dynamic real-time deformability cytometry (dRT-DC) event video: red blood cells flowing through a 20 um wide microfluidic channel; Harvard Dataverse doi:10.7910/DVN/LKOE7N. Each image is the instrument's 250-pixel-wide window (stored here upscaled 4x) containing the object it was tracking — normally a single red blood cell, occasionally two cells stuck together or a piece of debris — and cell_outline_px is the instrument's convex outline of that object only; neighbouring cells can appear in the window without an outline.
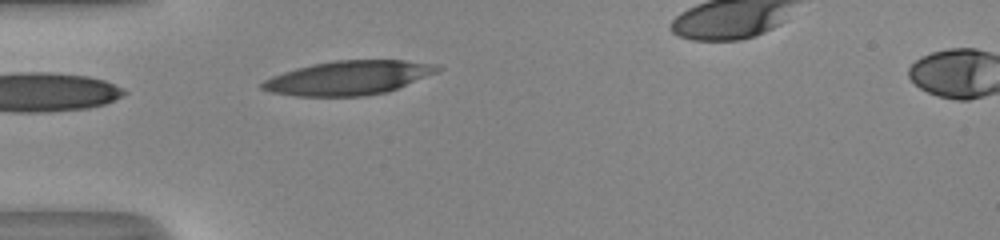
{"species": "human", "species_latin": "Homo sapiens", "temperature_condition": "room temperature", "stored_images_in_passage": 27, "camera_frame_rate_fps": 3000, "um_per_image_px": 0.085, "donor": {"sex": "male"}, "frame": {"image": 1, "passage_image": 1, "time_ms": 0.0, "image_size_px": [1000, 240], "cell_outline_px": [[444, 68], [436, 72], [388, 92], [364, 96], [296, 96], [272, 92], [260, 88], [260, 84], [264, 80], [272, 76], [296, 68], [312, 64], [336, 60], [404, 60], [440, 64]], "centroid_in_image_um": [29.65, 6.61], "position_along_channel_um": 55.4, "area_um2": 34.8}}
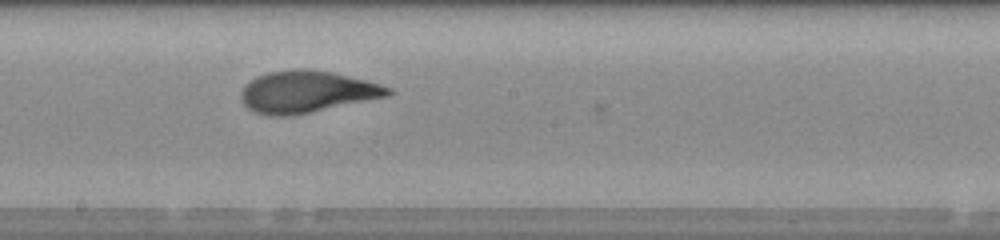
{"frame": {"image": 2, "passage_image": 14, "time_ms": 4.333, "image_size_px": [1000, 240], "cell_outline_px": [[396, 92], [388, 96], [292, 116], [268, 116], [256, 112], [248, 108], [240, 100], [240, 92], [244, 84], [256, 76], [268, 72], [296, 68], [308, 68], [332, 72], [380, 84], [392, 88]], "centroid_in_image_um": [26.05, 7.8], "position_along_channel_um": 222.2, "area_um2": 36.13}}
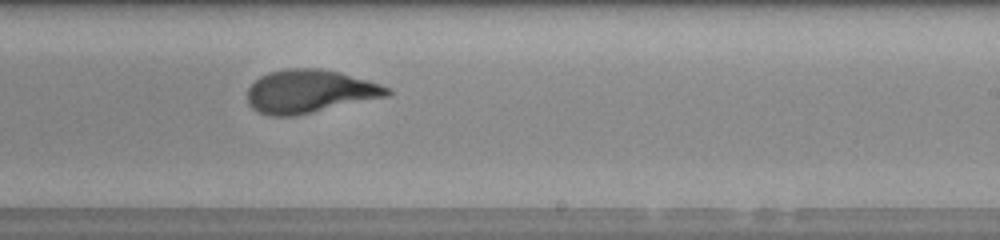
{"frame": {"image": 3, "passage_image": 17, "time_ms": 5.333, "image_size_px": [1000, 240], "cell_outline_px": [[392, 92], [388, 96], [312, 112], [292, 116], [268, 116], [256, 112], [248, 104], [248, 88], [260, 76], [268, 72], [284, 68], [320, 68], [340, 72], [368, 80], [392, 88]], "centroid_in_image_um": [26.31, 7.76], "position_along_channel_um": 262.7, "area_um2": 35.32}, "authors_computed_cell_mechanics": {"area_um2": 35.3736, "velocity_mm_per_s": 4.0774, "shape_relaxation_time_tau1_ms": 3.8213, "shape_relaxation_time_tau2_ms": 0.8721, "deformation_change_tau1": 0.2138, "deformation_change_tau2": 0.0809}}